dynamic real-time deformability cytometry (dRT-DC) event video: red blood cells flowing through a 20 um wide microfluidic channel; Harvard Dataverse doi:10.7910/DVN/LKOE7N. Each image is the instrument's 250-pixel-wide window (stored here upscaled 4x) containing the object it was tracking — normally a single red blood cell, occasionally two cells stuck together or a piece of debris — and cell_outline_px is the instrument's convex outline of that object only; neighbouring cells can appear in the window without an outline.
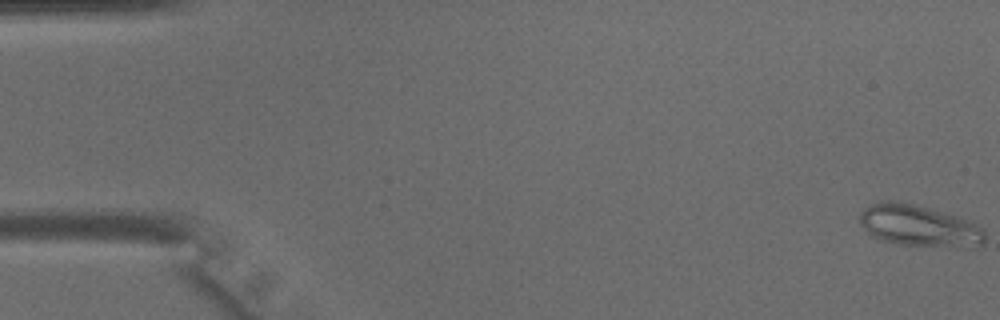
{"species": "common noctule bat (a hibernating species)", "species_latin": "Nyctalus noctula", "temperature_condition": "warm", "stored_images_in_passage": 26, "camera_frame_rate_fps": 3000, "um_per_image_px": 0.085, "animal": {"sex": "male", "body_mass_g": 15.6}, "frame": {"image": 1, "passage_image": 1, "time_ms": 0.0, "image_size_px": [1000, 320], "cell_outline_px": [[984, 244], [900, 244], [880, 240], [872, 236], [860, 224], [860, 212], [864, 208], [880, 200], [900, 200], [956, 216], [968, 220], [976, 224], [984, 232]], "centroid_in_image_um": [77.98, 19.12], "position_along_channel_um": 7.0, "area_um2": 29.13}}
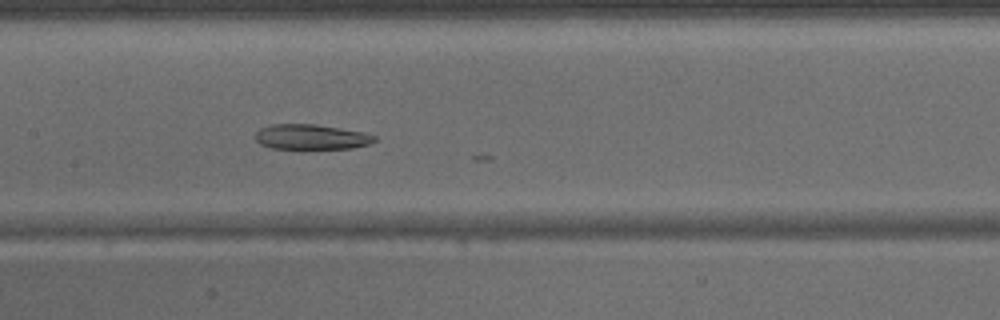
{"frame": {"image": 2, "passage_image": 22, "time_ms": 7.0, "image_size_px": [1000, 320], "cell_outline_px": [[376, 140], [368, 144], [352, 148], [304, 152], [296, 152], [272, 148], [260, 144], [256, 140], [256, 132], [260, 128], [272, 124], [316, 124], [340, 128], [360, 132], [376, 136]], "centroid_in_image_um": [26.4, 11.7], "position_along_channel_um": 181.0, "area_um2": 18.44}}
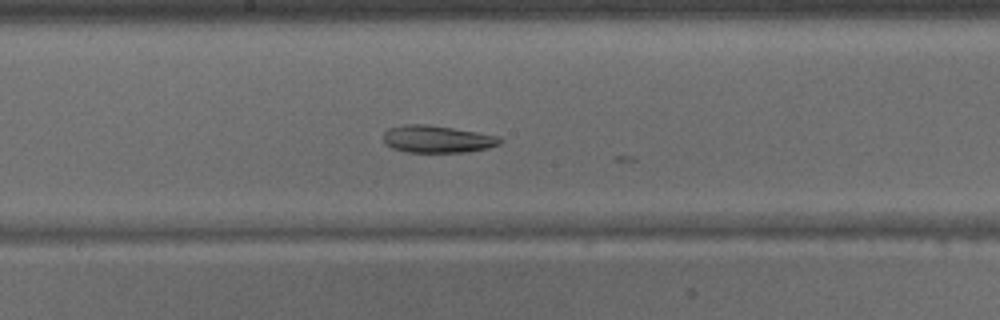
{"frame": {"image": 3, "passage_image": 24, "time_ms": 7.667, "image_size_px": [1000, 320], "cell_outline_px": [[504, 140], [500, 144], [488, 148], [468, 152], [408, 152], [392, 148], [384, 144], [384, 132], [388, 128], [404, 124], [428, 124], [500, 136]], "centroid_in_image_um": [37.17, 11.82], "position_along_channel_um": 211.0, "area_um2": 18.67}}